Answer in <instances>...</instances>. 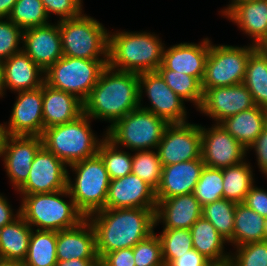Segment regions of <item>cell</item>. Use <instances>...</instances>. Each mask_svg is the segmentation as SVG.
I'll return each mask as SVG.
<instances>
[{
	"mask_svg": "<svg viewBox=\"0 0 267 266\" xmlns=\"http://www.w3.org/2000/svg\"><path fill=\"white\" fill-rule=\"evenodd\" d=\"M155 211L146 208L102 209L88 216L95 231L99 259L108 252L133 248L154 233Z\"/></svg>",
	"mask_w": 267,
	"mask_h": 266,
	"instance_id": "1",
	"label": "cell"
},
{
	"mask_svg": "<svg viewBox=\"0 0 267 266\" xmlns=\"http://www.w3.org/2000/svg\"><path fill=\"white\" fill-rule=\"evenodd\" d=\"M83 104L89 118L110 122L109 129L139 107V74L107 65Z\"/></svg>",
	"mask_w": 267,
	"mask_h": 266,
	"instance_id": "2",
	"label": "cell"
},
{
	"mask_svg": "<svg viewBox=\"0 0 267 266\" xmlns=\"http://www.w3.org/2000/svg\"><path fill=\"white\" fill-rule=\"evenodd\" d=\"M164 43L149 32H116L108 35V63L113 69L133 73L157 71Z\"/></svg>",
	"mask_w": 267,
	"mask_h": 266,
	"instance_id": "3",
	"label": "cell"
},
{
	"mask_svg": "<svg viewBox=\"0 0 267 266\" xmlns=\"http://www.w3.org/2000/svg\"><path fill=\"white\" fill-rule=\"evenodd\" d=\"M22 195L20 215L31 228L36 226L37 230L58 232L74 228L86 219L77 209L68 189ZM61 196H68L70 202Z\"/></svg>",
	"mask_w": 267,
	"mask_h": 266,
	"instance_id": "4",
	"label": "cell"
},
{
	"mask_svg": "<svg viewBox=\"0 0 267 266\" xmlns=\"http://www.w3.org/2000/svg\"><path fill=\"white\" fill-rule=\"evenodd\" d=\"M94 134L90 118L83 113L71 122L44 129L41 138L46 150L70 166L98 153L104 138L97 139Z\"/></svg>",
	"mask_w": 267,
	"mask_h": 266,
	"instance_id": "5",
	"label": "cell"
},
{
	"mask_svg": "<svg viewBox=\"0 0 267 266\" xmlns=\"http://www.w3.org/2000/svg\"><path fill=\"white\" fill-rule=\"evenodd\" d=\"M75 174V182L68 173L67 189L77 209L87 218L104 209L110 178L105 163L97 153L95 156L70 165ZM74 182V183H73Z\"/></svg>",
	"mask_w": 267,
	"mask_h": 266,
	"instance_id": "6",
	"label": "cell"
},
{
	"mask_svg": "<svg viewBox=\"0 0 267 266\" xmlns=\"http://www.w3.org/2000/svg\"><path fill=\"white\" fill-rule=\"evenodd\" d=\"M64 56L80 59H108L109 32L96 19L81 14L76 18L59 20ZM103 58H99L100 56Z\"/></svg>",
	"mask_w": 267,
	"mask_h": 266,
	"instance_id": "7",
	"label": "cell"
},
{
	"mask_svg": "<svg viewBox=\"0 0 267 266\" xmlns=\"http://www.w3.org/2000/svg\"><path fill=\"white\" fill-rule=\"evenodd\" d=\"M107 63L108 59L63 56L45 71V83L74 95L84 103Z\"/></svg>",
	"mask_w": 267,
	"mask_h": 266,
	"instance_id": "8",
	"label": "cell"
},
{
	"mask_svg": "<svg viewBox=\"0 0 267 266\" xmlns=\"http://www.w3.org/2000/svg\"><path fill=\"white\" fill-rule=\"evenodd\" d=\"M168 125L164 119L138 107L107 129L106 137L131 151L155 150Z\"/></svg>",
	"mask_w": 267,
	"mask_h": 266,
	"instance_id": "9",
	"label": "cell"
},
{
	"mask_svg": "<svg viewBox=\"0 0 267 266\" xmlns=\"http://www.w3.org/2000/svg\"><path fill=\"white\" fill-rule=\"evenodd\" d=\"M255 45L238 47L230 45H211L201 82L202 91L209 88L227 87L243 83L246 65Z\"/></svg>",
	"mask_w": 267,
	"mask_h": 266,
	"instance_id": "10",
	"label": "cell"
},
{
	"mask_svg": "<svg viewBox=\"0 0 267 266\" xmlns=\"http://www.w3.org/2000/svg\"><path fill=\"white\" fill-rule=\"evenodd\" d=\"M151 102V107H142L143 90ZM139 107L164 119L168 124H182L187 121L184 100L179 97L157 72L139 74Z\"/></svg>",
	"mask_w": 267,
	"mask_h": 266,
	"instance_id": "11",
	"label": "cell"
},
{
	"mask_svg": "<svg viewBox=\"0 0 267 266\" xmlns=\"http://www.w3.org/2000/svg\"><path fill=\"white\" fill-rule=\"evenodd\" d=\"M162 166L201 157V127L188 122L169 124L157 147Z\"/></svg>",
	"mask_w": 267,
	"mask_h": 266,
	"instance_id": "12",
	"label": "cell"
},
{
	"mask_svg": "<svg viewBox=\"0 0 267 266\" xmlns=\"http://www.w3.org/2000/svg\"><path fill=\"white\" fill-rule=\"evenodd\" d=\"M201 127V158L205 166L222 169L245 161L247 149L220 123Z\"/></svg>",
	"mask_w": 267,
	"mask_h": 266,
	"instance_id": "13",
	"label": "cell"
},
{
	"mask_svg": "<svg viewBox=\"0 0 267 266\" xmlns=\"http://www.w3.org/2000/svg\"><path fill=\"white\" fill-rule=\"evenodd\" d=\"M67 165L42 147L35 155L26 182L17 190L21 194L51 193L67 189Z\"/></svg>",
	"mask_w": 267,
	"mask_h": 266,
	"instance_id": "14",
	"label": "cell"
},
{
	"mask_svg": "<svg viewBox=\"0 0 267 266\" xmlns=\"http://www.w3.org/2000/svg\"><path fill=\"white\" fill-rule=\"evenodd\" d=\"M43 85L37 89L19 91L11 111L6 135L41 136L44 131Z\"/></svg>",
	"mask_w": 267,
	"mask_h": 266,
	"instance_id": "15",
	"label": "cell"
},
{
	"mask_svg": "<svg viewBox=\"0 0 267 266\" xmlns=\"http://www.w3.org/2000/svg\"><path fill=\"white\" fill-rule=\"evenodd\" d=\"M42 147L41 136H5L2 148L3 164L15 190L28 179L32 161Z\"/></svg>",
	"mask_w": 267,
	"mask_h": 266,
	"instance_id": "16",
	"label": "cell"
},
{
	"mask_svg": "<svg viewBox=\"0 0 267 266\" xmlns=\"http://www.w3.org/2000/svg\"><path fill=\"white\" fill-rule=\"evenodd\" d=\"M253 97L243 83L209 88L203 92L199 111L220 123L225 118L255 107Z\"/></svg>",
	"mask_w": 267,
	"mask_h": 266,
	"instance_id": "17",
	"label": "cell"
},
{
	"mask_svg": "<svg viewBox=\"0 0 267 266\" xmlns=\"http://www.w3.org/2000/svg\"><path fill=\"white\" fill-rule=\"evenodd\" d=\"M155 190L139 176L130 173L110 180L104 209H156Z\"/></svg>",
	"mask_w": 267,
	"mask_h": 266,
	"instance_id": "18",
	"label": "cell"
},
{
	"mask_svg": "<svg viewBox=\"0 0 267 266\" xmlns=\"http://www.w3.org/2000/svg\"><path fill=\"white\" fill-rule=\"evenodd\" d=\"M21 43L22 51L43 71L64 56L58 23L24 30Z\"/></svg>",
	"mask_w": 267,
	"mask_h": 266,
	"instance_id": "19",
	"label": "cell"
},
{
	"mask_svg": "<svg viewBox=\"0 0 267 266\" xmlns=\"http://www.w3.org/2000/svg\"><path fill=\"white\" fill-rule=\"evenodd\" d=\"M221 12L253 38V45L267 39V0H231Z\"/></svg>",
	"mask_w": 267,
	"mask_h": 266,
	"instance_id": "20",
	"label": "cell"
},
{
	"mask_svg": "<svg viewBox=\"0 0 267 266\" xmlns=\"http://www.w3.org/2000/svg\"><path fill=\"white\" fill-rule=\"evenodd\" d=\"M204 166L201 157L162 166L160 185L155 191L156 200L193 193Z\"/></svg>",
	"mask_w": 267,
	"mask_h": 266,
	"instance_id": "21",
	"label": "cell"
},
{
	"mask_svg": "<svg viewBox=\"0 0 267 266\" xmlns=\"http://www.w3.org/2000/svg\"><path fill=\"white\" fill-rule=\"evenodd\" d=\"M210 51V41L200 44L180 43L163 50L162 65L169 70L195 77L200 83L205 73V64Z\"/></svg>",
	"mask_w": 267,
	"mask_h": 266,
	"instance_id": "22",
	"label": "cell"
},
{
	"mask_svg": "<svg viewBox=\"0 0 267 266\" xmlns=\"http://www.w3.org/2000/svg\"><path fill=\"white\" fill-rule=\"evenodd\" d=\"M156 201V225L162 220L163 230L190 229L202 217V205L193 193Z\"/></svg>",
	"mask_w": 267,
	"mask_h": 266,
	"instance_id": "23",
	"label": "cell"
},
{
	"mask_svg": "<svg viewBox=\"0 0 267 266\" xmlns=\"http://www.w3.org/2000/svg\"><path fill=\"white\" fill-rule=\"evenodd\" d=\"M57 260L99 259L95 231L86 218L78 226L57 232Z\"/></svg>",
	"mask_w": 267,
	"mask_h": 266,
	"instance_id": "24",
	"label": "cell"
},
{
	"mask_svg": "<svg viewBox=\"0 0 267 266\" xmlns=\"http://www.w3.org/2000/svg\"><path fill=\"white\" fill-rule=\"evenodd\" d=\"M44 129L77 119L84 113V104L72 94L43 83Z\"/></svg>",
	"mask_w": 267,
	"mask_h": 266,
	"instance_id": "25",
	"label": "cell"
},
{
	"mask_svg": "<svg viewBox=\"0 0 267 266\" xmlns=\"http://www.w3.org/2000/svg\"><path fill=\"white\" fill-rule=\"evenodd\" d=\"M4 87L12 91H26L41 87L45 82L43 71L23 51L3 61ZM42 76V77H41Z\"/></svg>",
	"mask_w": 267,
	"mask_h": 266,
	"instance_id": "26",
	"label": "cell"
},
{
	"mask_svg": "<svg viewBox=\"0 0 267 266\" xmlns=\"http://www.w3.org/2000/svg\"><path fill=\"white\" fill-rule=\"evenodd\" d=\"M220 124L247 149L267 124V109L255 106L225 118Z\"/></svg>",
	"mask_w": 267,
	"mask_h": 266,
	"instance_id": "27",
	"label": "cell"
},
{
	"mask_svg": "<svg viewBox=\"0 0 267 266\" xmlns=\"http://www.w3.org/2000/svg\"><path fill=\"white\" fill-rule=\"evenodd\" d=\"M189 230L192 235L193 249L204 255L215 266L229 264L230 253L224 252L223 245L226 240L208 220L200 217Z\"/></svg>",
	"mask_w": 267,
	"mask_h": 266,
	"instance_id": "28",
	"label": "cell"
},
{
	"mask_svg": "<svg viewBox=\"0 0 267 266\" xmlns=\"http://www.w3.org/2000/svg\"><path fill=\"white\" fill-rule=\"evenodd\" d=\"M32 230L21 215L0 229V258L24 261Z\"/></svg>",
	"mask_w": 267,
	"mask_h": 266,
	"instance_id": "29",
	"label": "cell"
},
{
	"mask_svg": "<svg viewBox=\"0 0 267 266\" xmlns=\"http://www.w3.org/2000/svg\"><path fill=\"white\" fill-rule=\"evenodd\" d=\"M265 219L245 204L237 203L233 237L228 242L232 243L234 247H238L252 242L264 241Z\"/></svg>",
	"mask_w": 267,
	"mask_h": 266,
	"instance_id": "30",
	"label": "cell"
},
{
	"mask_svg": "<svg viewBox=\"0 0 267 266\" xmlns=\"http://www.w3.org/2000/svg\"><path fill=\"white\" fill-rule=\"evenodd\" d=\"M243 84L255 105L267 109V57L258 47L248 58Z\"/></svg>",
	"mask_w": 267,
	"mask_h": 266,
	"instance_id": "31",
	"label": "cell"
},
{
	"mask_svg": "<svg viewBox=\"0 0 267 266\" xmlns=\"http://www.w3.org/2000/svg\"><path fill=\"white\" fill-rule=\"evenodd\" d=\"M249 163L242 161L236 165L222 168L223 198L243 203L254 185L253 170Z\"/></svg>",
	"mask_w": 267,
	"mask_h": 266,
	"instance_id": "32",
	"label": "cell"
},
{
	"mask_svg": "<svg viewBox=\"0 0 267 266\" xmlns=\"http://www.w3.org/2000/svg\"><path fill=\"white\" fill-rule=\"evenodd\" d=\"M35 231V232H34ZM57 232L33 229L25 266H55L57 263Z\"/></svg>",
	"mask_w": 267,
	"mask_h": 266,
	"instance_id": "33",
	"label": "cell"
},
{
	"mask_svg": "<svg viewBox=\"0 0 267 266\" xmlns=\"http://www.w3.org/2000/svg\"><path fill=\"white\" fill-rule=\"evenodd\" d=\"M236 204L234 201L222 198L202 206V217L216 228L227 243L233 237Z\"/></svg>",
	"mask_w": 267,
	"mask_h": 266,
	"instance_id": "34",
	"label": "cell"
},
{
	"mask_svg": "<svg viewBox=\"0 0 267 266\" xmlns=\"http://www.w3.org/2000/svg\"><path fill=\"white\" fill-rule=\"evenodd\" d=\"M157 72L165 80V83L183 100L192 101L197 110L203 99L201 83L193 76L166 69L162 64Z\"/></svg>",
	"mask_w": 267,
	"mask_h": 266,
	"instance_id": "35",
	"label": "cell"
},
{
	"mask_svg": "<svg viewBox=\"0 0 267 266\" xmlns=\"http://www.w3.org/2000/svg\"><path fill=\"white\" fill-rule=\"evenodd\" d=\"M8 19L23 31L49 24V17L41 0H17Z\"/></svg>",
	"mask_w": 267,
	"mask_h": 266,
	"instance_id": "36",
	"label": "cell"
},
{
	"mask_svg": "<svg viewBox=\"0 0 267 266\" xmlns=\"http://www.w3.org/2000/svg\"><path fill=\"white\" fill-rule=\"evenodd\" d=\"M111 140L104 135L98 154L103 159L110 180L122 178L132 173V156L129 152L119 150Z\"/></svg>",
	"mask_w": 267,
	"mask_h": 266,
	"instance_id": "37",
	"label": "cell"
},
{
	"mask_svg": "<svg viewBox=\"0 0 267 266\" xmlns=\"http://www.w3.org/2000/svg\"><path fill=\"white\" fill-rule=\"evenodd\" d=\"M132 173L139 176L156 191L160 185L162 174V164L158 152L142 150L133 154Z\"/></svg>",
	"mask_w": 267,
	"mask_h": 266,
	"instance_id": "38",
	"label": "cell"
},
{
	"mask_svg": "<svg viewBox=\"0 0 267 266\" xmlns=\"http://www.w3.org/2000/svg\"><path fill=\"white\" fill-rule=\"evenodd\" d=\"M195 198L202 206L223 198L222 169L204 166L194 192Z\"/></svg>",
	"mask_w": 267,
	"mask_h": 266,
	"instance_id": "39",
	"label": "cell"
},
{
	"mask_svg": "<svg viewBox=\"0 0 267 266\" xmlns=\"http://www.w3.org/2000/svg\"><path fill=\"white\" fill-rule=\"evenodd\" d=\"M162 244V258L165 266L173 259L193 249L189 229H167L159 235Z\"/></svg>",
	"mask_w": 267,
	"mask_h": 266,
	"instance_id": "40",
	"label": "cell"
},
{
	"mask_svg": "<svg viewBox=\"0 0 267 266\" xmlns=\"http://www.w3.org/2000/svg\"><path fill=\"white\" fill-rule=\"evenodd\" d=\"M136 266H165L162 258V244L158 235L152 233L133 247Z\"/></svg>",
	"mask_w": 267,
	"mask_h": 266,
	"instance_id": "41",
	"label": "cell"
},
{
	"mask_svg": "<svg viewBox=\"0 0 267 266\" xmlns=\"http://www.w3.org/2000/svg\"><path fill=\"white\" fill-rule=\"evenodd\" d=\"M228 266H267V241L252 242L235 247Z\"/></svg>",
	"mask_w": 267,
	"mask_h": 266,
	"instance_id": "42",
	"label": "cell"
},
{
	"mask_svg": "<svg viewBox=\"0 0 267 266\" xmlns=\"http://www.w3.org/2000/svg\"><path fill=\"white\" fill-rule=\"evenodd\" d=\"M0 18V61L22 51L18 44L22 40L23 30L8 18Z\"/></svg>",
	"mask_w": 267,
	"mask_h": 266,
	"instance_id": "43",
	"label": "cell"
},
{
	"mask_svg": "<svg viewBox=\"0 0 267 266\" xmlns=\"http://www.w3.org/2000/svg\"><path fill=\"white\" fill-rule=\"evenodd\" d=\"M45 11L49 15L54 13L60 16L59 20L71 19L80 16L82 12L81 0H41Z\"/></svg>",
	"mask_w": 267,
	"mask_h": 266,
	"instance_id": "44",
	"label": "cell"
},
{
	"mask_svg": "<svg viewBox=\"0 0 267 266\" xmlns=\"http://www.w3.org/2000/svg\"><path fill=\"white\" fill-rule=\"evenodd\" d=\"M243 204L260 216L267 218V191L253 185Z\"/></svg>",
	"mask_w": 267,
	"mask_h": 266,
	"instance_id": "45",
	"label": "cell"
},
{
	"mask_svg": "<svg viewBox=\"0 0 267 266\" xmlns=\"http://www.w3.org/2000/svg\"><path fill=\"white\" fill-rule=\"evenodd\" d=\"M101 266H136L133 248L119 249L106 253L100 259Z\"/></svg>",
	"mask_w": 267,
	"mask_h": 266,
	"instance_id": "46",
	"label": "cell"
},
{
	"mask_svg": "<svg viewBox=\"0 0 267 266\" xmlns=\"http://www.w3.org/2000/svg\"><path fill=\"white\" fill-rule=\"evenodd\" d=\"M248 149L255 150L260 171L267 177V124Z\"/></svg>",
	"mask_w": 267,
	"mask_h": 266,
	"instance_id": "47",
	"label": "cell"
},
{
	"mask_svg": "<svg viewBox=\"0 0 267 266\" xmlns=\"http://www.w3.org/2000/svg\"><path fill=\"white\" fill-rule=\"evenodd\" d=\"M166 266H215L196 249L185 252L179 258L171 260Z\"/></svg>",
	"mask_w": 267,
	"mask_h": 266,
	"instance_id": "48",
	"label": "cell"
},
{
	"mask_svg": "<svg viewBox=\"0 0 267 266\" xmlns=\"http://www.w3.org/2000/svg\"><path fill=\"white\" fill-rule=\"evenodd\" d=\"M19 216L20 209H18L17 213L14 215L9 202H7V199L0 194V229H2L5 225L12 223Z\"/></svg>",
	"mask_w": 267,
	"mask_h": 266,
	"instance_id": "49",
	"label": "cell"
},
{
	"mask_svg": "<svg viewBox=\"0 0 267 266\" xmlns=\"http://www.w3.org/2000/svg\"><path fill=\"white\" fill-rule=\"evenodd\" d=\"M100 259H71L67 261L57 260L55 266H96Z\"/></svg>",
	"mask_w": 267,
	"mask_h": 266,
	"instance_id": "50",
	"label": "cell"
},
{
	"mask_svg": "<svg viewBox=\"0 0 267 266\" xmlns=\"http://www.w3.org/2000/svg\"><path fill=\"white\" fill-rule=\"evenodd\" d=\"M17 0H0V18H8Z\"/></svg>",
	"mask_w": 267,
	"mask_h": 266,
	"instance_id": "51",
	"label": "cell"
},
{
	"mask_svg": "<svg viewBox=\"0 0 267 266\" xmlns=\"http://www.w3.org/2000/svg\"><path fill=\"white\" fill-rule=\"evenodd\" d=\"M0 266H25L24 261L0 258Z\"/></svg>",
	"mask_w": 267,
	"mask_h": 266,
	"instance_id": "52",
	"label": "cell"
},
{
	"mask_svg": "<svg viewBox=\"0 0 267 266\" xmlns=\"http://www.w3.org/2000/svg\"><path fill=\"white\" fill-rule=\"evenodd\" d=\"M5 87H4V69H3V61H0V97H3Z\"/></svg>",
	"mask_w": 267,
	"mask_h": 266,
	"instance_id": "53",
	"label": "cell"
},
{
	"mask_svg": "<svg viewBox=\"0 0 267 266\" xmlns=\"http://www.w3.org/2000/svg\"><path fill=\"white\" fill-rule=\"evenodd\" d=\"M5 136L6 134H5L4 124H0V157L2 156V148Z\"/></svg>",
	"mask_w": 267,
	"mask_h": 266,
	"instance_id": "54",
	"label": "cell"
},
{
	"mask_svg": "<svg viewBox=\"0 0 267 266\" xmlns=\"http://www.w3.org/2000/svg\"><path fill=\"white\" fill-rule=\"evenodd\" d=\"M258 48L261 50V52L267 57V39H265Z\"/></svg>",
	"mask_w": 267,
	"mask_h": 266,
	"instance_id": "55",
	"label": "cell"
},
{
	"mask_svg": "<svg viewBox=\"0 0 267 266\" xmlns=\"http://www.w3.org/2000/svg\"><path fill=\"white\" fill-rule=\"evenodd\" d=\"M264 241H267V218L264 222Z\"/></svg>",
	"mask_w": 267,
	"mask_h": 266,
	"instance_id": "56",
	"label": "cell"
}]
</instances>
